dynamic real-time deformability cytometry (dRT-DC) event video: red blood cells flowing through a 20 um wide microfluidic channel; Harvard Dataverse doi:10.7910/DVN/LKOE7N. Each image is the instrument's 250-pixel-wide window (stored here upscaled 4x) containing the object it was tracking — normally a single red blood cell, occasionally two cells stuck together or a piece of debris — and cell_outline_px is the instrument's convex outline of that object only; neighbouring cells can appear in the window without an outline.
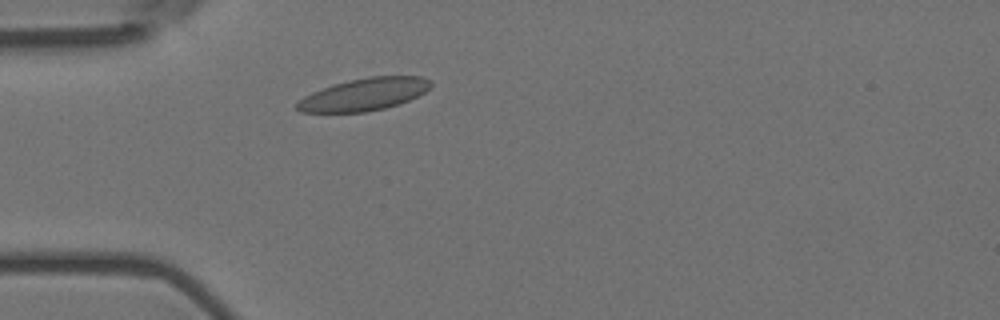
{"species": "Egyptian fruit bat (a non-hibernating species)", "species_latin": "Rousettus aegyptiacus", "temperature_condition": "room temperature", "stored_images_in_passage": 3, "camera_frame_rate_fps": 3000, "um_per_image_px": 0.085, "animal": {"sex": "female"}, "frame": {"image": 1, "passage_image": 3, "time_ms": 0.667, "image_size_px": [1000, 320], "cell_outline_px": [[432, 84], [424, 92], [400, 104], [368, 112], [300, 112], [296, 108], [296, 104], [304, 96], [312, 92], [348, 80], [368, 76], [420, 76], [432, 80]], "centroid_in_image_um": [30.97, 8.02], "position_along_channel_um": 54.0, "area_um2": 25.09}}